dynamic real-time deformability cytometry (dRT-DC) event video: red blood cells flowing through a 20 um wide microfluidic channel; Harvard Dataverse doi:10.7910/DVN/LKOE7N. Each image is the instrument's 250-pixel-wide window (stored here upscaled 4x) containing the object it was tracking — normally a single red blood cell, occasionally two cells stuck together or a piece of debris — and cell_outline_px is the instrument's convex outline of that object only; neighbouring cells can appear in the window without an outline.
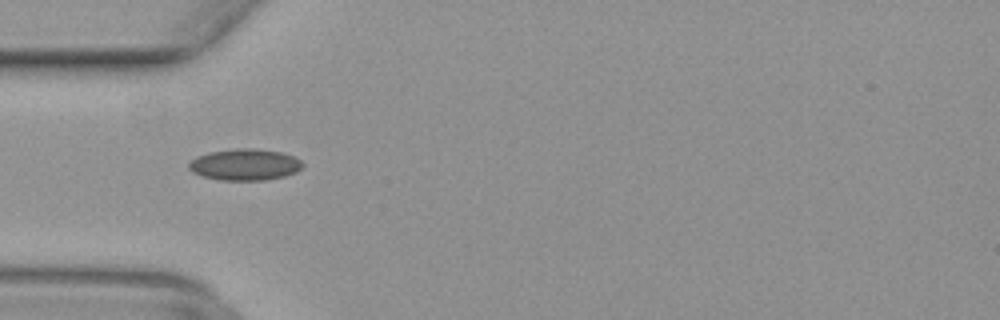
{"species": "common noctule bat (a hibernating species)", "species_latin": "Nyctalus noctula", "temperature_condition": "warm", "stored_images_in_passage": 31, "camera_frame_rate_fps": 3000, "um_per_image_px": 0.085, "animal": {"sex": "female", "body_mass_g": 29.2, "forearm_length_mm": 56.3}, "frame": {"image": 1, "passage_image": 1, "time_ms": 0.0, "image_size_px": [1000, 320], "cell_outline_px": [[304, 164], [296, 172], [284, 176], [264, 180], [220, 180], [204, 176], [192, 172], [188, 168], [188, 164], [196, 156], [212, 152], [236, 148], [252, 148], [280, 152], [292, 156], [300, 160]], "centroid_in_image_um": [20.8, 13.99], "position_along_channel_um": 64.2, "area_um2": 20.63}}
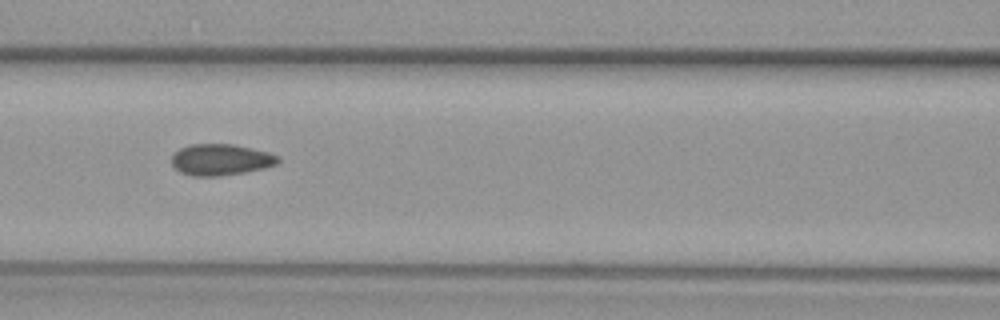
{"frame": {"image": 2, "passage_image": 7, "time_ms": 2.0, "image_size_px": [1000, 320], "cell_outline_px": [[280, 160], [276, 164], [264, 168], [244, 172], [220, 176], [192, 176], [180, 172], [172, 164], [172, 156], [180, 148], [188, 144], [232, 144], [268, 152], [280, 156]], "centroid_in_image_um": [18.76, 13.57], "position_along_channel_um": 147.8, "area_um2": 19.36}}
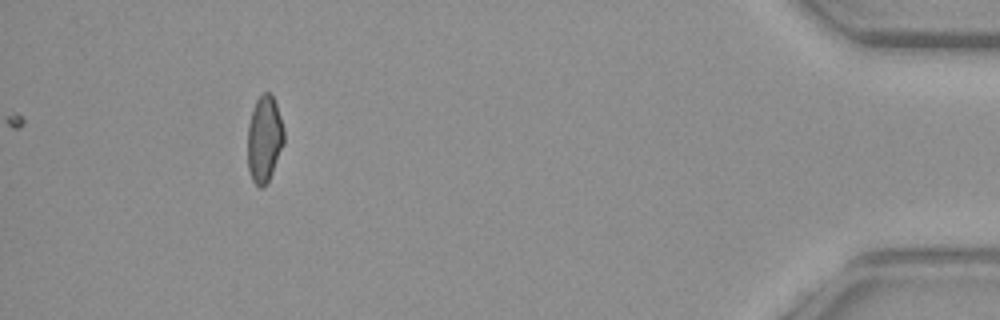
{"frame": {"image": 3, "passage_image": 31, "time_ms": 10.0, "image_size_px": [1000, 320], "cell_outline_px": [[284, 144], [272, 172], [268, 180], [260, 188], [252, 180], [248, 168], [248, 124], [252, 108], [256, 100], [264, 92], [268, 92], [272, 96], [276, 104], [284, 128]], "centroid_in_image_um": [22.46, 11.79], "position_along_channel_um": 412.7, "area_um2": 18.21}}